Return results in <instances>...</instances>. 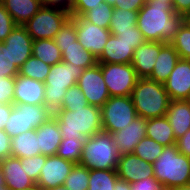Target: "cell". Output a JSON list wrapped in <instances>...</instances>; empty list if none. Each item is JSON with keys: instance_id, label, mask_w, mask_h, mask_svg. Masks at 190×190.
<instances>
[{"instance_id": "ffe728a7", "label": "cell", "mask_w": 190, "mask_h": 190, "mask_svg": "<svg viewBox=\"0 0 190 190\" xmlns=\"http://www.w3.org/2000/svg\"><path fill=\"white\" fill-rule=\"evenodd\" d=\"M164 44V42L146 41L135 49L131 64L138 78H148L151 75L160 48Z\"/></svg>"}, {"instance_id": "db71d44e", "label": "cell", "mask_w": 190, "mask_h": 190, "mask_svg": "<svg viewBox=\"0 0 190 190\" xmlns=\"http://www.w3.org/2000/svg\"><path fill=\"white\" fill-rule=\"evenodd\" d=\"M114 190H131V184L118 178L115 182Z\"/></svg>"}, {"instance_id": "5b68a950", "label": "cell", "mask_w": 190, "mask_h": 190, "mask_svg": "<svg viewBox=\"0 0 190 190\" xmlns=\"http://www.w3.org/2000/svg\"><path fill=\"white\" fill-rule=\"evenodd\" d=\"M119 157L111 133L102 131L85 139L79 164L89 170H116Z\"/></svg>"}, {"instance_id": "d4e9b609", "label": "cell", "mask_w": 190, "mask_h": 190, "mask_svg": "<svg viewBox=\"0 0 190 190\" xmlns=\"http://www.w3.org/2000/svg\"><path fill=\"white\" fill-rule=\"evenodd\" d=\"M1 4L17 25H24L42 7L40 0H1Z\"/></svg>"}, {"instance_id": "9f6ffc18", "label": "cell", "mask_w": 190, "mask_h": 190, "mask_svg": "<svg viewBox=\"0 0 190 190\" xmlns=\"http://www.w3.org/2000/svg\"><path fill=\"white\" fill-rule=\"evenodd\" d=\"M183 23L190 27V12L183 16Z\"/></svg>"}, {"instance_id": "3957f363", "label": "cell", "mask_w": 190, "mask_h": 190, "mask_svg": "<svg viewBox=\"0 0 190 190\" xmlns=\"http://www.w3.org/2000/svg\"><path fill=\"white\" fill-rule=\"evenodd\" d=\"M152 166L154 178L165 190L190 184V158L176 144L164 147Z\"/></svg>"}, {"instance_id": "60d3db41", "label": "cell", "mask_w": 190, "mask_h": 190, "mask_svg": "<svg viewBox=\"0 0 190 190\" xmlns=\"http://www.w3.org/2000/svg\"><path fill=\"white\" fill-rule=\"evenodd\" d=\"M19 69L10 60L6 52V45L0 42V79L2 77H16Z\"/></svg>"}, {"instance_id": "74e56055", "label": "cell", "mask_w": 190, "mask_h": 190, "mask_svg": "<svg viewBox=\"0 0 190 190\" xmlns=\"http://www.w3.org/2000/svg\"><path fill=\"white\" fill-rule=\"evenodd\" d=\"M89 105L87 103L86 97L83 92L80 90L78 85H74L69 87L64 95V99L62 101V106L58 110H69L83 108Z\"/></svg>"}, {"instance_id": "ac0fdd59", "label": "cell", "mask_w": 190, "mask_h": 190, "mask_svg": "<svg viewBox=\"0 0 190 190\" xmlns=\"http://www.w3.org/2000/svg\"><path fill=\"white\" fill-rule=\"evenodd\" d=\"M45 84L22 75L15 77L13 104L45 105Z\"/></svg>"}, {"instance_id": "7dc6e473", "label": "cell", "mask_w": 190, "mask_h": 190, "mask_svg": "<svg viewBox=\"0 0 190 190\" xmlns=\"http://www.w3.org/2000/svg\"><path fill=\"white\" fill-rule=\"evenodd\" d=\"M131 190H165V189L154 177H150L132 183Z\"/></svg>"}, {"instance_id": "7bdbcfd3", "label": "cell", "mask_w": 190, "mask_h": 190, "mask_svg": "<svg viewBox=\"0 0 190 190\" xmlns=\"http://www.w3.org/2000/svg\"><path fill=\"white\" fill-rule=\"evenodd\" d=\"M15 21L12 16L5 9V7L0 4V42H4L7 36L16 27Z\"/></svg>"}, {"instance_id": "8992f818", "label": "cell", "mask_w": 190, "mask_h": 190, "mask_svg": "<svg viewBox=\"0 0 190 190\" xmlns=\"http://www.w3.org/2000/svg\"><path fill=\"white\" fill-rule=\"evenodd\" d=\"M83 69L74 64L60 62L52 65L44 82V103L53 113L62 106L64 95L69 87L77 85Z\"/></svg>"}, {"instance_id": "52a82bcc", "label": "cell", "mask_w": 190, "mask_h": 190, "mask_svg": "<svg viewBox=\"0 0 190 190\" xmlns=\"http://www.w3.org/2000/svg\"><path fill=\"white\" fill-rule=\"evenodd\" d=\"M53 112L45 105L13 104L4 131L11 137L35 130L47 122Z\"/></svg>"}, {"instance_id": "f1b7e54d", "label": "cell", "mask_w": 190, "mask_h": 190, "mask_svg": "<svg viewBox=\"0 0 190 190\" xmlns=\"http://www.w3.org/2000/svg\"><path fill=\"white\" fill-rule=\"evenodd\" d=\"M32 55L51 66L62 62V53L53 39L34 40Z\"/></svg>"}, {"instance_id": "c3c4849f", "label": "cell", "mask_w": 190, "mask_h": 190, "mask_svg": "<svg viewBox=\"0 0 190 190\" xmlns=\"http://www.w3.org/2000/svg\"><path fill=\"white\" fill-rule=\"evenodd\" d=\"M11 137L0 130V161L11 156Z\"/></svg>"}, {"instance_id": "603a6c76", "label": "cell", "mask_w": 190, "mask_h": 190, "mask_svg": "<svg viewBox=\"0 0 190 190\" xmlns=\"http://www.w3.org/2000/svg\"><path fill=\"white\" fill-rule=\"evenodd\" d=\"M179 59L180 57L175 48L171 44L165 43L160 48L156 63L154 64V68L148 78L158 83L164 84Z\"/></svg>"}, {"instance_id": "44dd1931", "label": "cell", "mask_w": 190, "mask_h": 190, "mask_svg": "<svg viewBox=\"0 0 190 190\" xmlns=\"http://www.w3.org/2000/svg\"><path fill=\"white\" fill-rule=\"evenodd\" d=\"M134 51L135 49L132 44L126 43L118 36L111 34L97 62L118 64L132 63Z\"/></svg>"}, {"instance_id": "277c9868", "label": "cell", "mask_w": 190, "mask_h": 190, "mask_svg": "<svg viewBox=\"0 0 190 190\" xmlns=\"http://www.w3.org/2000/svg\"><path fill=\"white\" fill-rule=\"evenodd\" d=\"M131 98L138 117L145 119L165 116L170 102L165 86L149 78H139Z\"/></svg>"}, {"instance_id": "7a4b0ae2", "label": "cell", "mask_w": 190, "mask_h": 190, "mask_svg": "<svg viewBox=\"0 0 190 190\" xmlns=\"http://www.w3.org/2000/svg\"><path fill=\"white\" fill-rule=\"evenodd\" d=\"M52 117L58 122L62 138L86 139L103 131L101 108L97 106L57 110Z\"/></svg>"}, {"instance_id": "4316f807", "label": "cell", "mask_w": 190, "mask_h": 190, "mask_svg": "<svg viewBox=\"0 0 190 190\" xmlns=\"http://www.w3.org/2000/svg\"><path fill=\"white\" fill-rule=\"evenodd\" d=\"M146 137L155 140L164 147L176 144L173 129L166 116L147 119Z\"/></svg>"}, {"instance_id": "4fadbf2b", "label": "cell", "mask_w": 190, "mask_h": 190, "mask_svg": "<svg viewBox=\"0 0 190 190\" xmlns=\"http://www.w3.org/2000/svg\"><path fill=\"white\" fill-rule=\"evenodd\" d=\"M74 166L75 163L57 155L47 156L40 171L37 185L44 190L64 185Z\"/></svg>"}, {"instance_id": "d6a6232c", "label": "cell", "mask_w": 190, "mask_h": 190, "mask_svg": "<svg viewBox=\"0 0 190 190\" xmlns=\"http://www.w3.org/2000/svg\"><path fill=\"white\" fill-rule=\"evenodd\" d=\"M84 142L85 139L62 138L56 155L75 164H79L82 157Z\"/></svg>"}, {"instance_id": "9a60e30c", "label": "cell", "mask_w": 190, "mask_h": 190, "mask_svg": "<svg viewBox=\"0 0 190 190\" xmlns=\"http://www.w3.org/2000/svg\"><path fill=\"white\" fill-rule=\"evenodd\" d=\"M116 171L119 179L130 184L154 177L152 164L140 159L134 153L120 155Z\"/></svg>"}, {"instance_id": "91938a15", "label": "cell", "mask_w": 190, "mask_h": 190, "mask_svg": "<svg viewBox=\"0 0 190 190\" xmlns=\"http://www.w3.org/2000/svg\"><path fill=\"white\" fill-rule=\"evenodd\" d=\"M3 186H5V180L0 168V187H3Z\"/></svg>"}, {"instance_id": "d590c367", "label": "cell", "mask_w": 190, "mask_h": 190, "mask_svg": "<svg viewBox=\"0 0 190 190\" xmlns=\"http://www.w3.org/2000/svg\"><path fill=\"white\" fill-rule=\"evenodd\" d=\"M89 169L83 165L75 164L67 176L64 185L69 190H88Z\"/></svg>"}, {"instance_id": "b9f144b4", "label": "cell", "mask_w": 190, "mask_h": 190, "mask_svg": "<svg viewBox=\"0 0 190 190\" xmlns=\"http://www.w3.org/2000/svg\"><path fill=\"white\" fill-rule=\"evenodd\" d=\"M112 35H116L126 43L132 44L134 49L146 42V39L137 26L132 28V30L114 31Z\"/></svg>"}, {"instance_id": "5bb4252c", "label": "cell", "mask_w": 190, "mask_h": 190, "mask_svg": "<svg viewBox=\"0 0 190 190\" xmlns=\"http://www.w3.org/2000/svg\"><path fill=\"white\" fill-rule=\"evenodd\" d=\"M3 43L8 57L18 69L32 55L33 39L23 25H16Z\"/></svg>"}, {"instance_id": "ba28073f", "label": "cell", "mask_w": 190, "mask_h": 190, "mask_svg": "<svg viewBox=\"0 0 190 190\" xmlns=\"http://www.w3.org/2000/svg\"><path fill=\"white\" fill-rule=\"evenodd\" d=\"M71 17L69 10L42 6L23 26L34 40L54 39L64 23Z\"/></svg>"}, {"instance_id": "11a10c76", "label": "cell", "mask_w": 190, "mask_h": 190, "mask_svg": "<svg viewBox=\"0 0 190 190\" xmlns=\"http://www.w3.org/2000/svg\"><path fill=\"white\" fill-rule=\"evenodd\" d=\"M146 3H171L173 5V0H147Z\"/></svg>"}, {"instance_id": "8d00e7d4", "label": "cell", "mask_w": 190, "mask_h": 190, "mask_svg": "<svg viewBox=\"0 0 190 190\" xmlns=\"http://www.w3.org/2000/svg\"><path fill=\"white\" fill-rule=\"evenodd\" d=\"M170 44L178 52L180 59L190 60V27L182 23Z\"/></svg>"}, {"instance_id": "30bf717a", "label": "cell", "mask_w": 190, "mask_h": 190, "mask_svg": "<svg viewBox=\"0 0 190 190\" xmlns=\"http://www.w3.org/2000/svg\"><path fill=\"white\" fill-rule=\"evenodd\" d=\"M110 97L131 96L139 79L131 63H98Z\"/></svg>"}, {"instance_id": "4dcf8cb0", "label": "cell", "mask_w": 190, "mask_h": 190, "mask_svg": "<svg viewBox=\"0 0 190 190\" xmlns=\"http://www.w3.org/2000/svg\"><path fill=\"white\" fill-rule=\"evenodd\" d=\"M51 65L31 55L19 68L18 75H22L37 81L45 82L50 72Z\"/></svg>"}, {"instance_id": "ab89813d", "label": "cell", "mask_w": 190, "mask_h": 190, "mask_svg": "<svg viewBox=\"0 0 190 190\" xmlns=\"http://www.w3.org/2000/svg\"><path fill=\"white\" fill-rule=\"evenodd\" d=\"M47 156L37 155L33 157L20 158L25 173L37 184L40 171L45 164Z\"/></svg>"}, {"instance_id": "e0dca14e", "label": "cell", "mask_w": 190, "mask_h": 190, "mask_svg": "<svg viewBox=\"0 0 190 190\" xmlns=\"http://www.w3.org/2000/svg\"><path fill=\"white\" fill-rule=\"evenodd\" d=\"M146 123L147 119L137 116L129 126L111 133L120 155L134 152L135 146L146 137Z\"/></svg>"}, {"instance_id": "6125c7cd", "label": "cell", "mask_w": 190, "mask_h": 190, "mask_svg": "<svg viewBox=\"0 0 190 190\" xmlns=\"http://www.w3.org/2000/svg\"><path fill=\"white\" fill-rule=\"evenodd\" d=\"M0 190H11V189H9V188L6 187V186H3V187H0Z\"/></svg>"}, {"instance_id": "ee69618b", "label": "cell", "mask_w": 190, "mask_h": 190, "mask_svg": "<svg viewBox=\"0 0 190 190\" xmlns=\"http://www.w3.org/2000/svg\"><path fill=\"white\" fill-rule=\"evenodd\" d=\"M15 77H2L0 79V103L13 104Z\"/></svg>"}, {"instance_id": "bcb514c9", "label": "cell", "mask_w": 190, "mask_h": 190, "mask_svg": "<svg viewBox=\"0 0 190 190\" xmlns=\"http://www.w3.org/2000/svg\"><path fill=\"white\" fill-rule=\"evenodd\" d=\"M147 0H105L106 3L117 7L119 9H126L128 11H139Z\"/></svg>"}, {"instance_id": "681fc988", "label": "cell", "mask_w": 190, "mask_h": 190, "mask_svg": "<svg viewBox=\"0 0 190 190\" xmlns=\"http://www.w3.org/2000/svg\"><path fill=\"white\" fill-rule=\"evenodd\" d=\"M176 146L180 153L190 158V130L176 140Z\"/></svg>"}, {"instance_id": "484cf974", "label": "cell", "mask_w": 190, "mask_h": 190, "mask_svg": "<svg viewBox=\"0 0 190 190\" xmlns=\"http://www.w3.org/2000/svg\"><path fill=\"white\" fill-rule=\"evenodd\" d=\"M41 154L36 130L21 133L11 139V156L17 158L33 157Z\"/></svg>"}, {"instance_id": "94428289", "label": "cell", "mask_w": 190, "mask_h": 190, "mask_svg": "<svg viewBox=\"0 0 190 190\" xmlns=\"http://www.w3.org/2000/svg\"><path fill=\"white\" fill-rule=\"evenodd\" d=\"M25 190H44L43 188L39 187L37 184L34 185L33 187L31 188H28V189H25Z\"/></svg>"}, {"instance_id": "1f68e13d", "label": "cell", "mask_w": 190, "mask_h": 190, "mask_svg": "<svg viewBox=\"0 0 190 190\" xmlns=\"http://www.w3.org/2000/svg\"><path fill=\"white\" fill-rule=\"evenodd\" d=\"M138 11H128L126 9L113 8V15L110 21L109 30L114 31L132 30L137 26Z\"/></svg>"}, {"instance_id": "f907efd6", "label": "cell", "mask_w": 190, "mask_h": 190, "mask_svg": "<svg viewBox=\"0 0 190 190\" xmlns=\"http://www.w3.org/2000/svg\"><path fill=\"white\" fill-rule=\"evenodd\" d=\"M173 10L175 13L184 16L190 12V0H173Z\"/></svg>"}, {"instance_id": "e575fe53", "label": "cell", "mask_w": 190, "mask_h": 190, "mask_svg": "<svg viewBox=\"0 0 190 190\" xmlns=\"http://www.w3.org/2000/svg\"><path fill=\"white\" fill-rule=\"evenodd\" d=\"M113 8L112 5L104 1L96 8L87 11L82 17L103 29H109Z\"/></svg>"}, {"instance_id": "cb8c5ba5", "label": "cell", "mask_w": 190, "mask_h": 190, "mask_svg": "<svg viewBox=\"0 0 190 190\" xmlns=\"http://www.w3.org/2000/svg\"><path fill=\"white\" fill-rule=\"evenodd\" d=\"M35 130L38 136L41 154L46 156L56 155L62 141V134L60 132L58 122L51 117L47 122Z\"/></svg>"}, {"instance_id": "83f0119b", "label": "cell", "mask_w": 190, "mask_h": 190, "mask_svg": "<svg viewBox=\"0 0 190 190\" xmlns=\"http://www.w3.org/2000/svg\"><path fill=\"white\" fill-rule=\"evenodd\" d=\"M62 53V62L74 64L79 68L87 69L96 65V57L86 51L78 40L74 42V45L58 46Z\"/></svg>"}, {"instance_id": "680465c9", "label": "cell", "mask_w": 190, "mask_h": 190, "mask_svg": "<svg viewBox=\"0 0 190 190\" xmlns=\"http://www.w3.org/2000/svg\"><path fill=\"white\" fill-rule=\"evenodd\" d=\"M46 190H69L65 185H60L51 189H46Z\"/></svg>"}, {"instance_id": "6f0895ef", "label": "cell", "mask_w": 190, "mask_h": 190, "mask_svg": "<svg viewBox=\"0 0 190 190\" xmlns=\"http://www.w3.org/2000/svg\"><path fill=\"white\" fill-rule=\"evenodd\" d=\"M167 190H190V184L184 185V186H181V187H173V188H170V189H167Z\"/></svg>"}, {"instance_id": "8fae6325", "label": "cell", "mask_w": 190, "mask_h": 190, "mask_svg": "<svg viewBox=\"0 0 190 190\" xmlns=\"http://www.w3.org/2000/svg\"><path fill=\"white\" fill-rule=\"evenodd\" d=\"M77 85L83 92L89 105L101 108L110 98L101 67L98 63L83 70L78 78Z\"/></svg>"}, {"instance_id": "f546056e", "label": "cell", "mask_w": 190, "mask_h": 190, "mask_svg": "<svg viewBox=\"0 0 190 190\" xmlns=\"http://www.w3.org/2000/svg\"><path fill=\"white\" fill-rule=\"evenodd\" d=\"M116 170H89L88 190H114L118 179Z\"/></svg>"}, {"instance_id": "9c48e42d", "label": "cell", "mask_w": 190, "mask_h": 190, "mask_svg": "<svg viewBox=\"0 0 190 190\" xmlns=\"http://www.w3.org/2000/svg\"><path fill=\"white\" fill-rule=\"evenodd\" d=\"M102 130L114 133L126 126L137 117L131 96H112L101 107Z\"/></svg>"}, {"instance_id": "2e32d148", "label": "cell", "mask_w": 190, "mask_h": 190, "mask_svg": "<svg viewBox=\"0 0 190 190\" xmlns=\"http://www.w3.org/2000/svg\"><path fill=\"white\" fill-rule=\"evenodd\" d=\"M164 86L170 100H190V60L179 59Z\"/></svg>"}, {"instance_id": "f35d334b", "label": "cell", "mask_w": 190, "mask_h": 190, "mask_svg": "<svg viewBox=\"0 0 190 190\" xmlns=\"http://www.w3.org/2000/svg\"><path fill=\"white\" fill-rule=\"evenodd\" d=\"M53 40L57 46L74 45V42L77 41V32L75 22L71 17L64 23Z\"/></svg>"}, {"instance_id": "836d02e7", "label": "cell", "mask_w": 190, "mask_h": 190, "mask_svg": "<svg viewBox=\"0 0 190 190\" xmlns=\"http://www.w3.org/2000/svg\"><path fill=\"white\" fill-rule=\"evenodd\" d=\"M164 146L148 137L143 138L134 149V154L140 159L153 164L161 155Z\"/></svg>"}, {"instance_id": "d6986e66", "label": "cell", "mask_w": 190, "mask_h": 190, "mask_svg": "<svg viewBox=\"0 0 190 190\" xmlns=\"http://www.w3.org/2000/svg\"><path fill=\"white\" fill-rule=\"evenodd\" d=\"M0 168L5 180V186L11 190H25L36 183L25 173L20 158L7 157L0 161Z\"/></svg>"}, {"instance_id": "816d5d0a", "label": "cell", "mask_w": 190, "mask_h": 190, "mask_svg": "<svg viewBox=\"0 0 190 190\" xmlns=\"http://www.w3.org/2000/svg\"><path fill=\"white\" fill-rule=\"evenodd\" d=\"M13 104H1L0 103V130H4L5 124L11 114Z\"/></svg>"}, {"instance_id": "7402d4cb", "label": "cell", "mask_w": 190, "mask_h": 190, "mask_svg": "<svg viewBox=\"0 0 190 190\" xmlns=\"http://www.w3.org/2000/svg\"><path fill=\"white\" fill-rule=\"evenodd\" d=\"M176 140L190 130V100H170L165 115Z\"/></svg>"}, {"instance_id": "7c38bea8", "label": "cell", "mask_w": 190, "mask_h": 190, "mask_svg": "<svg viewBox=\"0 0 190 190\" xmlns=\"http://www.w3.org/2000/svg\"><path fill=\"white\" fill-rule=\"evenodd\" d=\"M71 18L75 22L79 44L98 59L111 35L110 30L103 29L85 20L82 16H71Z\"/></svg>"}, {"instance_id": "f5cc1de1", "label": "cell", "mask_w": 190, "mask_h": 190, "mask_svg": "<svg viewBox=\"0 0 190 190\" xmlns=\"http://www.w3.org/2000/svg\"><path fill=\"white\" fill-rule=\"evenodd\" d=\"M73 0H40L42 6L59 7L64 10H70Z\"/></svg>"}, {"instance_id": "f6af8a7d", "label": "cell", "mask_w": 190, "mask_h": 190, "mask_svg": "<svg viewBox=\"0 0 190 190\" xmlns=\"http://www.w3.org/2000/svg\"><path fill=\"white\" fill-rule=\"evenodd\" d=\"M105 0H73L70 7L71 16H83L87 11L101 5Z\"/></svg>"}, {"instance_id": "6da1fadb", "label": "cell", "mask_w": 190, "mask_h": 190, "mask_svg": "<svg viewBox=\"0 0 190 190\" xmlns=\"http://www.w3.org/2000/svg\"><path fill=\"white\" fill-rule=\"evenodd\" d=\"M182 23L171 3H146L138 11L137 27L146 41L170 44Z\"/></svg>"}]
</instances>
